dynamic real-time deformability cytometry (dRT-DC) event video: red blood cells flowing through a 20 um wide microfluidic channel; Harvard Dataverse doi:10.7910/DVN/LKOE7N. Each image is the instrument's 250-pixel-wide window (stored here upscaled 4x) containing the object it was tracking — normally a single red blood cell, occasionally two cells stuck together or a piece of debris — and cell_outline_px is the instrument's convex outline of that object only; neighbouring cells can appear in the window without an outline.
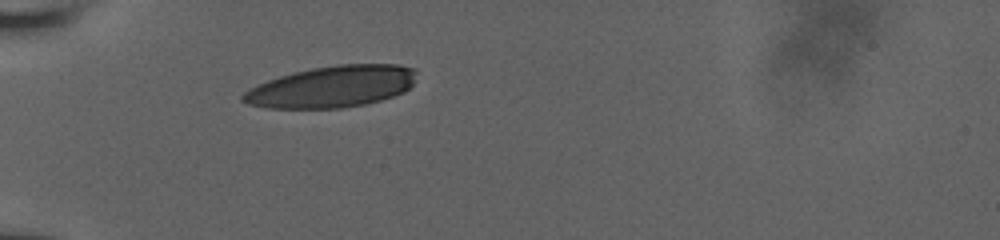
{"species": "human", "species_latin": "Homo sapiens", "temperature_condition": "room temperature", "stored_images_in_passage": 33, "camera_frame_rate_fps": 3000, "um_per_image_px": 0.085, "donor": {"sex": "male"}, "frame": {"image": 1, "passage_image": 1, "time_ms": 0.0, "image_size_px": [1000, 240], "cell_outline_px": [[416, 72], [412, 84], [404, 92], [380, 100], [364, 104], [340, 108], [264, 108], [248, 104], [240, 100], [240, 96], [244, 92], [256, 84], [292, 72], [312, 68], [336, 64], [400, 64], [416, 68]], "centroid_in_image_um": [28.19, 7.36], "position_along_channel_um": 56.8, "area_um2": 42.19}}
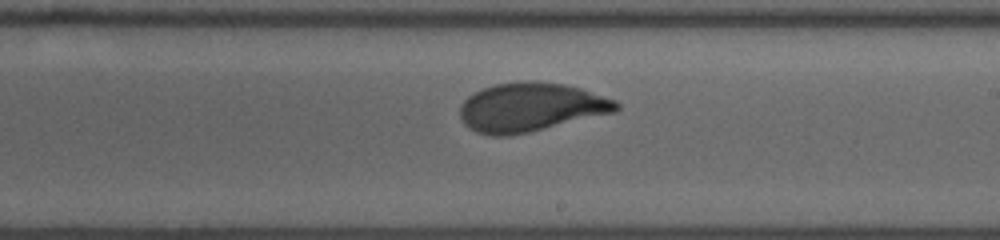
{"frame": {"image": 2, "passage_image": 19, "time_ms": 5.333, "image_size_px": [1000, 240], "cell_outline_px": [[620, 108], [616, 112], [512, 136], [492, 136], [476, 132], [468, 128], [464, 124], [460, 116], [460, 104], [468, 96], [484, 88], [496, 84], [524, 80], [532, 80], [564, 84], [580, 88], [616, 100], [620, 104]], "centroid_in_image_um": [45.11, 9.12], "position_along_channel_um": 243.9, "area_um2": 44.74}}
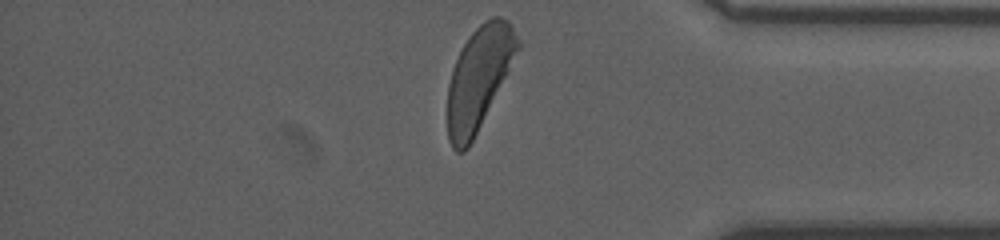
{"frame": {"image": 3, "passage_image": 33, "time_ms": 9.667, "image_size_px": [1000, 240], "cell_outline_px": [[520, 48], [508, 72], [468, 148], [464, 152], [456, 152], [452, 148], [448, 140], [448, 84], [452, 68], [468, 36], [484, 20], [492, 16], [500, 16], [508, 20], [520, 40]], "centroid_in_image_um": [40.7, 6.62], "position_along_channel_um": 394.5, "area_um2": 41.56}, "authors_computed_cell_mechanics": {"area_um2": 43.9858, "velocity_mm_per_s": 3.83, "shape_relaxation_time_tau1_ms": 3.2719, "shape_relaxation_time_tau2_ms": null, "deformation_change_tau1": 0.1525, "deformation_change_tau2": null}}